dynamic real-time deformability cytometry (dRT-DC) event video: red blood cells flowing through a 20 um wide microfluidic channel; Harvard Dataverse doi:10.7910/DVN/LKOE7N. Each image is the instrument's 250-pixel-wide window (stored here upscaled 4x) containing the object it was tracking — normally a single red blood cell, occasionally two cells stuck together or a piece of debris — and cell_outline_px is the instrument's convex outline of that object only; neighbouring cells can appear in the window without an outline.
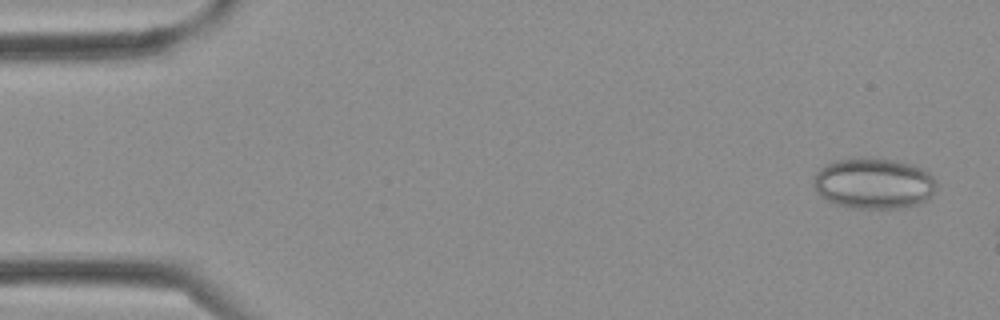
{"species": "Egyptian fruit bat (a non-hibernating species)", "species_latin": "Rousettus aegyptiacus", "temperature_condition": "cold", "stored_images_in_passage": 4, "camera_frame_rate_fps": 3000, "um_per_image_px": 0.085, "frame": {"image": 1, "passage_image": 1, "time_ms": 0.0, "image_size_px": [1000, 320], "cell_outline_px": [[936, 188], [928, 200], [916, 204], [900, 208], [848, 208], [824, 200], [816, 192], [812, 184], [816, 172], [824, 164], [832, 160], [852, 156], [872, 156], [896, 160], [920, 168], [928, 172], [936, 180]], "centroid_in_image_um": [74.2, 15.56], "position_along_channel_um": 10.8, "area_um2": 37.4}}